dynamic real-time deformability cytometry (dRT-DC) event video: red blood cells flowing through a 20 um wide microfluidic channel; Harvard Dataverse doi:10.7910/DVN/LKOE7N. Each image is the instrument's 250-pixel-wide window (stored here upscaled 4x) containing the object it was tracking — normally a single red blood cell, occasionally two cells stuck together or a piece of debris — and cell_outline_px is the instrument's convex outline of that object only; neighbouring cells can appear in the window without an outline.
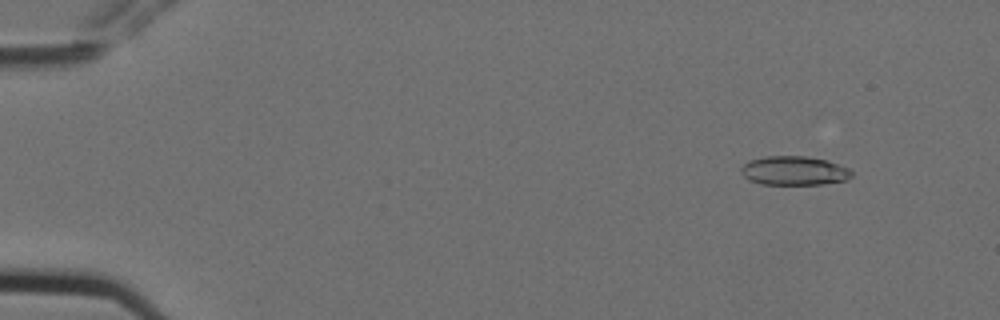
{"species": "Egyptian fruit bat (a non-hibernating species)", "species_latin": "Rousettus aegyptiacus", "temperature_condition": "cold", "stored_images_in_passage": 4, "camera_frame_rate_fps": 3000, "um_per_image_px": 0.085, "animal": {"sex": "female"}, "frame": {"image": 1, "passage_image": 2, "time_ms": 0.333, "image_size_px": [1000, 320], "cell_outline_px": [[852, 176], [848, 180], [820, 184], [760, 184], [748, 180], [740, 172], [740, 168], [748, 160], [764, 156], [808, 156], [828, 160], [848, 168], [852, 172]], "centroid_in_image_um": [67.48, 14.5], "position_along_channel_um": 17.5, "area_um2": 18.9}}